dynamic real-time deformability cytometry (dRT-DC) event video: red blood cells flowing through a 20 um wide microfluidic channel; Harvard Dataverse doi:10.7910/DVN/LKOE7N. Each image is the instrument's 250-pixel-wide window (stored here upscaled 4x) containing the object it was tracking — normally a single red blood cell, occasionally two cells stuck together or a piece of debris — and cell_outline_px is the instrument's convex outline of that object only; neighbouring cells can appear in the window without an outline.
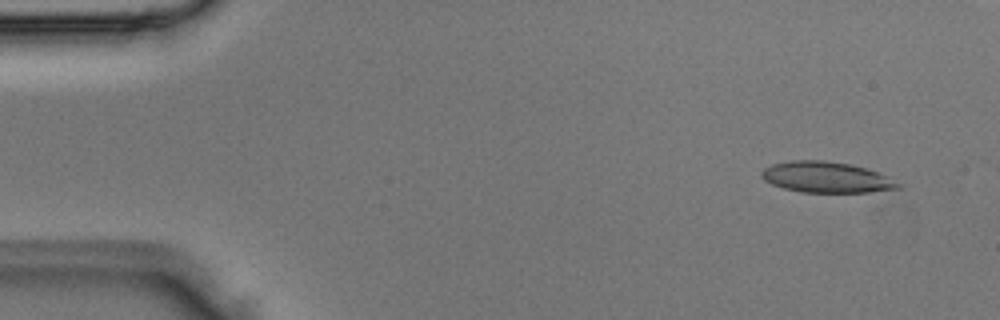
{"species": "Egyptian fruit bat (a non-hibernating species)", "species_latin": "Rousettus aegyptiacus", "temperature_condition": "room temperature", "stored_images_in_passage": 4, "camera_frame_rate_fps": 3000, "um_per_image_px": 0.085, "animal": {"sex": "male"}, "frame": {"image": 1, "passage_image": 1, "time_ms": 0.0, "image_size_px": [1000, 320], "cell_outline_px": [[904, 188], [868, 192], [800, 192], [784, 188], [772, 184], [764, 180], [760, 176], [760, 172], [764, 168], [772, 164], [792, 160], [824, 160], [852, 164], [876, 172], [904, 184]], "centroid_in_image_um": [70.25, 15.07], "position_along_channel_um": 14.8, "area_um2": 24.68}}